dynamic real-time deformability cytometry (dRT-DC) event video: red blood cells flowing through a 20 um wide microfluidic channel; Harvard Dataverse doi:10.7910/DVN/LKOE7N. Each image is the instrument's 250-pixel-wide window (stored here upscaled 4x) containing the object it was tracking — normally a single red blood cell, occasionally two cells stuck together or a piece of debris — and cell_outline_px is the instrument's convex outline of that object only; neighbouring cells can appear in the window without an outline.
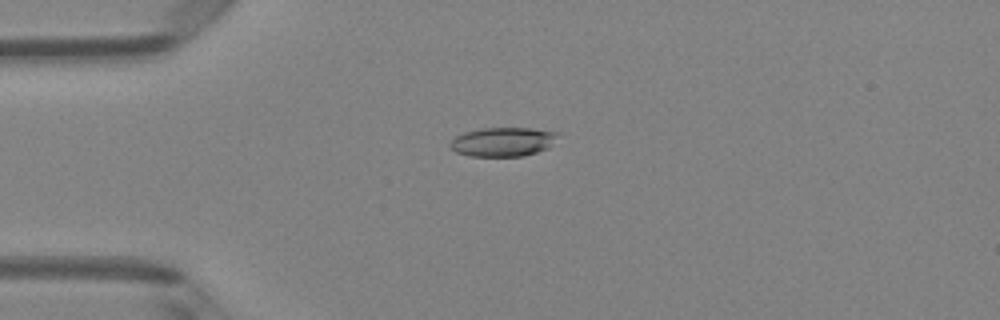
{"species": "Egyptian fruit bat (a non-hibernating species)", "species_latin": "Rousettus aegyptiacus", "temperature_condition": "room temperature", "stored_images_in_passage": 5, "camera_frame_rate_fps": 3000, "um_per_image_px": 0.085, "animal": {"sex": "female"}, "frame": {"image": 1, "passage_image": 3, "time_ms": 0.667, "image_size_px": [1000, 320], "cell_outline_px": [[560, 132], [548, 148], [524, 156], [472, 156], [456, 152], [448, 144], [456, 136], [464, 132], [480, 128], [528, 128]], "centroid_in_image_um": [42.73, 12.05], "position_along_channel_um": 42.3, "area_um2": 18.15}}
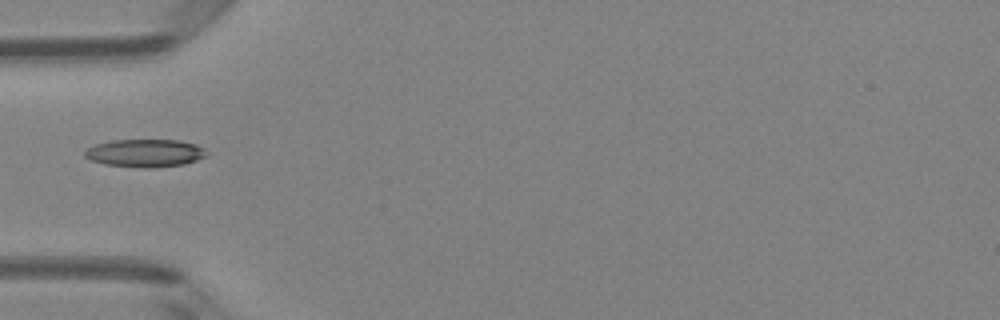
{"frame": {"image": 2, "passage_image": 4, "time_ms": 1.0, "image_size_px": [1000, 320], "cell_outline_px": [[208, 156], [184, 164], [152, 168], [140, 168], [104, 164], [92, 160], [84, 156], [84, 152], [88, 148], [96, 144], [112, 140], [180, 140], [196, 144], [204, 148], [208, 152]], "centroid_in_image_um": [12.37, 13.01], "position_along_channel_um": 72.6, "area_um2": 19.88}}
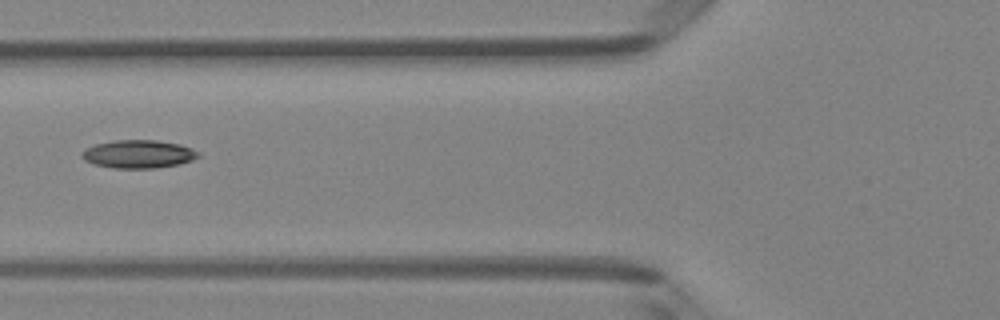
{"frame": {"image": 3, "passage_image": 5, "time_ms": 1.333, "image_size_px": [1000, 320], "cell_outline_px": [[200, 156], [192, 160], [180, 164], [156, 168], [112, 168], [96, 164], [84, 160], [80, 156], [80, 152], [96, 144], [116, 140], [156, 140], [180, 144], [192, 148], [200, 152]], "centroid_in_image_um": [11.8, 13.1], "position_along_channel_um": 114.0, "area_um2": 19.13}}